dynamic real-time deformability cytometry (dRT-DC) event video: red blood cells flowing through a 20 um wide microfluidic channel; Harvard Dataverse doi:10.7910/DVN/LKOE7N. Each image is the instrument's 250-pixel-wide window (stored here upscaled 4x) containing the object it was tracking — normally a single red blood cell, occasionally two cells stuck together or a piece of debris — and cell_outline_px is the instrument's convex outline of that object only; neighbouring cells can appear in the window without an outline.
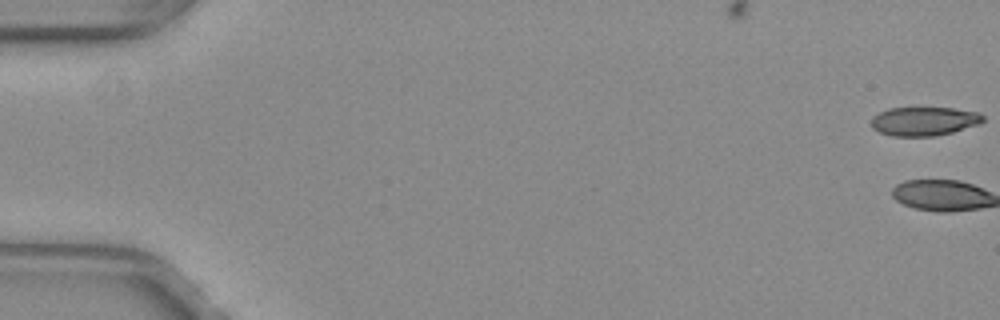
{"species": "common noctule bat (a hibernating species)", "species_latin": "Nyctalus noctula", "temperature_condition": "warm", "stored_images_in_passage": 18, "camera_frame_rate_fps": 3000, "um_per_image_px": 0.085, "animal": {"sex": "female", "body_mass_g": 29.2, "forearm_length_mm": 56.3}, "frame": {"image": 1, "passage_image": 1, "time_ms": 0.0, "image_size_px": [1000, 320], "cell_outline_px": [[984, 120], [980, 124], [952, 132], [936, 136], [892, 136], [880, 132], [872, 128], [872, 116], [888, 108], [952, 108], [976, 112], [984, 116]], "centroid_in_image_um": [78.54, 10.31], "position_along_channel_um": 6.5, "area_um2": 18.73}}